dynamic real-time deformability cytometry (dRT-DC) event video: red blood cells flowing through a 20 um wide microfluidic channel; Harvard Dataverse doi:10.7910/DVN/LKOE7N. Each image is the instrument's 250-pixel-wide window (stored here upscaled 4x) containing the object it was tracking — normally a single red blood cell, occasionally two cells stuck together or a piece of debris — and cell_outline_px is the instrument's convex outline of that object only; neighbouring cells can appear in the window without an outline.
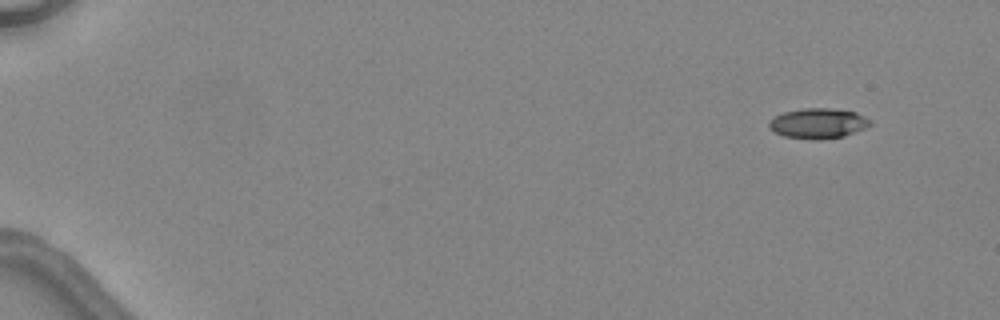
{"species": "common noctule bat (a hibernating species)", "species_latin": "Nyctalus noctula", "temperature_condition": "warm", "stored_images_in_passage": 6, "camera_frame_rate_fps": 3000, "um_per_image_px": 0.085, "animal": {"sex": "female", "body_mass_g": 24.6, "forearm_length_mm": 56.2}, "frame": {"image": 1, "passage_image": 2, "time_ms": 1.333, "image_size_px": [1000, 320], "cell_outline_px": [[872, 124], [864, 128], [844, 136], [820, 140], [816, 140], [784, 136], [776, 132], [768, 124], [776, 116], [784, 112], [804, 108], [828, 108], [856, 112], [872, 120]], "centroid_in_image_um": [69.59, 10.48], "position_along_channel_um": 15.4, "area_um2": 17.57}}
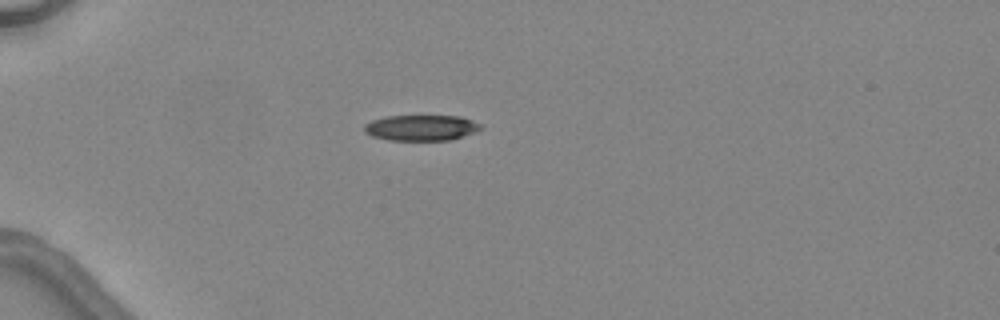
{"frame": {"image": 2, "passage_image": 5, "time_ms": 5.0, "image_size_px": [1000, 320], "cell_outline_px": [[484, 128], [476, 132], [452, 140], [388, 140], [372, 136], [364, 132], [364, 124], [372, 120], [384, 116], [460, 116], [472, 120], [480, 124]], "centroid_in_image_um": [35.81, 10.86], "position_along_channel_um": 49.2, "area_um2": 17.63}}